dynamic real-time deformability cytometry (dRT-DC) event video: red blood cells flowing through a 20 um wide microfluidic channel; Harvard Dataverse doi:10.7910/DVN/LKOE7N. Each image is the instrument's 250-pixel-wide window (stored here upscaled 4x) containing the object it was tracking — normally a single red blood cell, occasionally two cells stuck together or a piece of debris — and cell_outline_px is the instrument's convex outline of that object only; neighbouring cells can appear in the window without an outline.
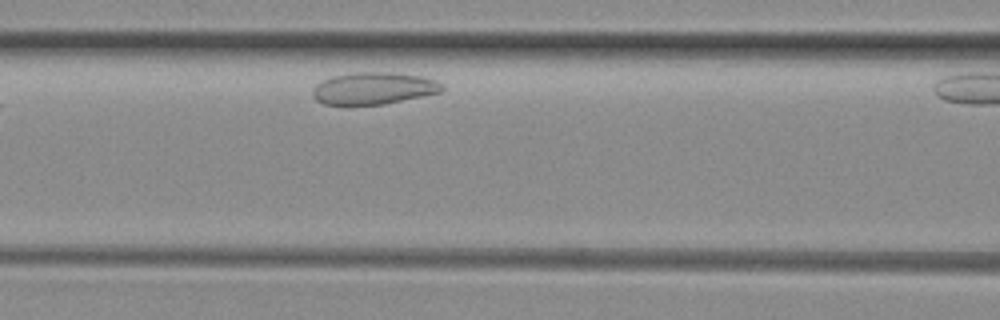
{"species": "common noctule bat (a hibernating species)", "species_latin": "Nyctalus noctula", "temperature_condition": "room temperature", "stored_images_in_passage": 9, "camera_frame_rate_fps": 3000, "um_per_image_px": 0.085, "animal": {"sex": "female", "body_mass_g": 29.2, "forearm_length_mm": 56.3}, "frame": {"image": 1, "passage_image": 8, "time_ms": 2.333, "image_size_px": [1000, 320], "cell_outline_px": [[444, 88], [440, 92], [424, 96], [384, 104], [324, 104], [316, 100], [312, 96], [312, 88], [320, 80], [332, 76], [348, 72], [396, 72], [424, 76], [436, 80]], "centroid_in_image_um": [31.73, 7.48], "position_along_channel_um": 134.9, "area_um2": 24.45}}